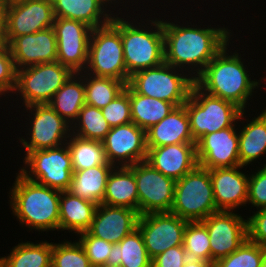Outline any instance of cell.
<instances>
[{
	"mask_svg": "<svg viewBox=\"0 0 266 267\" xmlns=\"http://www.w3.org/2000/svg\"><path fill=\"white\" fill-rule=\"evenodd\" d=\"M8 48L17 70L57 61V40L53 28L16 37Z\"/></svg>",
	"mask_w": 266,
	"mask_h": 267,
	"instance_id": "obj_19",
	"label": "cell"
},
{
	"mask_svg": "<svg viewBox=\"0 0 266 267\" xmlns=\"http://www.w3.org/2000/svg\"><path fill=\"white\" fill-rule=\"evenodd\" d=\"M103 116L111 127L132 122L129 85L102 109Z\"/></svg>",
	"mask_w": 266,
	"mask_h": 267,
	"instance_id": "obj_39",
	"label": "cell"
},
{
	"mask_svg": "<svg viewBox=\"0 0 266 267\" xmlns=\"http://www.w3.org/2000/svg\"><path fill=\"white\" fill-rule=\"evenodd\" d=\"M246 123L238 132L239 161L244 167L266 154V109Z\"/></svg>",
	"mask_w": 266,
	"mask_h": 267,
	"instance_id": "obj_30",
	"label": "cell"
},
{
	"mask_svg": "<svg viewBox=\"0 0 266 267\" xmlns=\"http://www.w3.org/2000/svg\"><path fill=\"white\" fill-rule=\"evenodd\" d=\"M126 85L121 80L84 72L85 104L102 109L122 93Z\"/></svg>",
	"mask_w": 266,
	"mask_h": 267,
	"instance_id": "obj_34",
	"label": "cell"
},
{
	"mask_svg": "<svg viewBox=\"0 0 266 267\" xmlns=\"http://www.w3.org/2000/svg\"><path fill=\"white\" fill-rule=\"evenodd\" d=\"M111 126L103 116L102 110L85 104L78 115V118L71 126V134L86 140L102 141Z\"/></svg>",
	"mask_w": 266,
	"mask_h": 267,
	"instance_id": "obj_35",
	"label": "cell"
},
{
	"mask_svg": "<svg viewBox=\"0 0 266 267\" xmlns=\"http://www.w3.org/2000/svg\"><path fill=\"white\" fill-rule=\"evenodd\" d=\"M134 170L138 192V213L170 212L176 180L165 176L146 161L130 166Z\"/></svg>",
	"mask_w": 266,
	"mask_h": 267,
	"instance_id": "obj_12",
	"label": "cell"
},
{
	"mask_svg": "<svg viewBox=\"0 0 266 267\" xmlns=\"http://www.w3.org/2000/svg\"><path fill=\"white\" fill-rule=\"evenodd\" d=\"M17 69L9 48L0 54V96L13 93L16 86Z\"/></svg>",
	"mask_w": 266,
	"mask_h": 267,
	"instance_id": "obj_42",
	"label": "cell"
},
{
	"mask_svg": "<svg viewBox=\"0 0 266 267\" xmlns=\"http://www.w3.org/2000/svg\"><path fill=\"white\" fill-rule=\"evenodd\" d=\"M266 247L248 239L233 253L214 263V267H261Z\"/></svg>",
	"mask_w": 266,
	"mask_h": 267,
	"instance_id": "obj_38",
	"label": "cell"
},
{
	"mask_svg": "<svg viewBox=\"0 0 266 267\" xmlns=\"http://www.w3.org/2000/svg\"><path fill=\"white\" fill-rule=\"evenodd\" d=\"M187 259L183 245L175 246L154 257L152 267H183Z\"/></svg>",
	"mask_w": 266,
	"mask_h": 267,
	"instance_id": "obj_44",
	"label": "cell"
},
{
	"mask_svg": "<svg viewBox=\"0 0 266 267\" xmlns=\"http://www.w3.org/2000/svg\"><path fill=\"white\" fill-rule=\"evenodd\" d=\"M10 189V208L20 224L41 233L59 231L61 191L31 181L20 172Z\"/></svg>",
	"mask_w": 266,
	"mask_h": 267,
	"instance_id": "obj_3",
	"label": "cell"
},
{
	"mask_svg": "<svg viewBox=\"0 0 266 267\" xmlns=\"http://www.w3.org/2000/svg\"><path fill=\"white\" fill-rule=\"evenodd\" d=\"M174 20L175 23L162 19L165 63L184 69L195 80L230 42L231 30L225 26L213 28L211 25L210 28H199L188 21L184 26Z\"/></svg>",
	"mask_w": 266,
	"mask_h": 267,
	"instance_id": "obj_1",
	"label": "cell"
},
{
	"mask_svg": "<svg viewBox=\"0 0 266 267\" xmlns=\"http://www.w3.org/2000/svg\"><path fill=\"white\" fill-rule=\"evenodd\" d=\"M208 230L211 263L236 251L247 239V219L233 211H217L201 221Z\"/></svg>",
	"mask_w": 266,
	"mask_h": 267,
	"instance_id": "obj_16",
	"label": "cell"
},
{
	"mask_svg": "<svg viewBox=\"0 0 266 267\" xmlns=\"http://www.w3.org/2000/svg\"><path fill=\"white\" fill-rule=\"evenodd\" d=\"M54 13L51 0H24L7 3L4 35L9 45L16 37L52 28Z\"/></svg>",
	"mask_w": 266,
	"mask_h": 267,
	"instance_id": "obj_13",
	"label": "cell"
},
{
	"mask_svg": "<svg viewBox=\"0 0 266 267\" xmlns=\"http://www.w3.org/2000/svg\"><path fill=\"white\" fill-rule=\"evenodd\" d=\"M51 1L55 18L79 20L93 29L109 24L114 16L111 13L114 11L108 10L110 7H107L106 0Z\"/></svg>",
	"mask_w": 266,
	"mask_h": 267,
	"instance_id": "obj_24",
	"label": "cell"
},
{
	"mask_svg": "<svg viewBox=\"0 0 266 267\" xmlns=\"http://www.w3.org/2000/svg\"><path fill=\"white\" fill-rule=\"evenodd\" d=\"M66 143L71 156L73 172L104 165L108 162L102 141L86 140L71 134Z\"/></svg>",
	"mask_w": 266,
	"mask_h": 267,
	"instance_id": "obj_33",
	"label": "cell"
},
{
	"mask_svg": "<svg viewBox=\"0 0 266 267\" xmlns=\"http://www.w3.org/2000/svg\"><path fill=\"white\" fill-rule=\"evenodd\" d=\"M132 122L143 130L164 119L175 106L167 101L136 93L129 86Z\"/></svg>",
	"mask_w": 266,
	"mask_h": 267,
	"instance_id": "obj_31",
	"label": "cell"
},
{
	"mask_svg": "<svg viewBox=\"0 0 266 267\" xmlns=\"http://www.w3.org/2000/svg\"><path fill=\"white\" fill-rule=\"evenodd\" d=\"M47 104L72 126L85 105L84 71L74 72Z\"/></svg>",
	"mask_w": 266,
	"mask_h": 267,
	"instance_id": "obj_27",
	"label": "cell"
},
{
	"mask_svg": "<svg viewBox=\"0 0 266 267\" xmlns=\"http://www.w3.org/2000/svg\"><path fill=\"white\" fill-rule=\"evenodd\" d=\"M77 239L85 250L92 267H104L113 243L92 236L88 231L78 234Z\"/></svg>",
	"mask_w": 266,
	"mask_h": 267,
	"instance_id": "obj_40",
	"label": "cell"
},
{
	"mask_svg": "<svg viewBox=\"0 0 266 267\" xmlns=\"http://www.w3.org/2000/svg\"><path fill=\"white\" fill-rule=\"evenodd\" d=\"M183 247L188 259L211 263L208 230L201 221L188 222L184 232Z\"/></svg>",
	"mask_w": 266,
	"mask_h": 267,
	"instance_id": "obj_36",
	"label": "cell"
},
{
	"mask_svg": "<svg viewBox=\"0 0 266 267\" xmlns=\"http://www.w3.org/2000/svg\"><path fill=\"white\" fill-rule=\"evenodd\" d=\"M187 223L170 212L141 215L137 228L143 236L149 257L153 259L171 247L182 246Z\"/></svg>",
	"mask_w": 266,
	"mask_h": 267,
	"instance_id": "obj_15",
	"label": "cell"
},
{
	"mask_svg": "<svg viewBox=\"0 0 266 267\" xmlns=\"http://www.w3.org/2000/svg\"><path fill=\"white\" fill-rule=\"evenodd\" d=\"M217 212L209 169L199 165L176 180L170 213L188 222L203 221Z\"/></svg>",
	"mask_w": 266,
	"mask_h": 267,
	"instance_id": "obj_8",
	"label": "cell"
},
{
	"mask_svg": "<svg viewBox=\"0 0 266 267\" xmlns=\"http://www.w3.org/2000/svg\"><path fill=\"white\" fill-rule=\"evenodd\" d=\"M52 28L57 40V61L73 72L84 71L93 28L79 20L67 18H55Z\"/></svg>",
	"mask_w": 266,
	"mask_h": 267,
	"instance_id": "obj_14",
	"label": "cell"
},
{
	"mask_svg": "<svg viewBox=\"0 0 266 267\" xmlns=\"http://www.w3.org/2000/svg\"><path fill=\"white\" fill-rule=\"evenodd\" d=\"M8 48L6 37L4 33H0V54Z\"/></svg>",
	"mask_w": 266,
	"mask_h": 267,
	"instance_id": "obj_47",
	"label": "cell"
},
{
	"mask_svg": "<svg viewBox=\"0 0 266 267\" xmlns=\"http://www.w3.org/2000/svg\"><path fill=\"white\" fill-rule=\"evenodd\" d=\"M23 163L25 167L19 172L29 180L61 192L69 189L73 167L67 143L28 152Z\"/></svg>",
	"mask_w": 266,
	"mask_h": 267,
	"instance_id": "obj_10",
	"label": "cell"
},
{
	"mask_svg": "<svg viewBox=\"0 0 266 267\" xmlns=\"http://www.w3.org/2000/svg\"><path fill=\"white\" fill-rule=\"evenodd\" d=\"M0 4H7V0H0Z\"/></svg>",
	"mask_w": 266,
	"mask_h": 267,
	"instance_id": "obj_52",
	"label": "cell"
},
{
	"mask_svg": "<svg viewBox=\"0 0 266 267\" xmlns=\"http://www.w3.org/2000/svg\"><path fill=\"white\" fill-rule=\"evenodd\" d=\"M73 73L69 67L58 61L18 69L13 94L21 96L24 107L46 104Z\"/></svg>",
	"mask_w": 266,
	"mask_h": 267,
	"instance_id": "obj_9",
	"label": "cell"
},
{
	"mask_svg": "<svg viewBox=\"0 0 266 267\" xmlns=\"http://www.w3.org/2000/svg\"><path fill=\"white\" fill-rule=\"evenodd\" d=\"M147 149L146 162L174 180L181 179L199 165L196 143H180Z\"/></svg>",
	"mask_w": 266,
	"mask_h": 267,
	"instance_id": "obj_22",
	"label": "cell"
},
{
	"mask_svg": "<svg viewBox=\"0 0 266 267\" xmlns=\"http://www.w3.org/2000/svg\"><path fill=\"white\" fill-rule=\"evenodd\" d=\"M247 203L257 210L266 208V164L249 176Z\"/></svg>",
	"mask_w": 266,
	"mask_h": 267,
	"instance_id": "obj_41",
	"label": "cell"
},
{
	"mask_svg": "<svg viewBox=\"0 0 266 267\" xmlns=\"http://www.w3.org/2000/svg\"><path fill=\"white\" fill-rule=\"evenodd\" d=\"M183 267H214V264L203 260L187 259Z\"/></svg>",
	"mask_w": 266,
	"mask_h": 267,
	"instance_id": "obj_45",
	"label": "cell"
},
{
	"mask_svg": "<svg viewBox=\"0 0 266 267\" xmlns=\"http://www.w3.org/2000/svg\"><path fill=\"white\" fill-rule=\"evenodd\" d=\"M183 105L195 141L203 135L232 127L239 120H243L242 125L245 123L244 115L247 111H242L229 101L205 93L196 84L193 85L190 96Z\"/></svg>",
	"mask_w": 266,
	"mask_h": 267,
	"instance_id": "obj_6",
	"label": "cell"
},
{
	"mask_svg": "<svg viewBox=\"0 0 266 267\" xmlns=\"http://www.w3.org/2000/svg\"><path fill=\"white\" fill-rule=\"evenodd\" d=\"M180 143H196L184 105L175 107L164 119L146 130L147 148Z\"/></svg>",
	"mask_w": 266,
	"mask_h": 267,
	"instance_id": "obj_23",
	"label": "cell"
},
{
	"mask_svg": "<svg viewBox=\"0 0 266 267\" xmlns=\"http://www.w3.org/2000/svg\"><path fill=\"white\" fill-rule=\"evenodd\" d=\"M104 267H152V259L138 228L113 244Z\"/></svg>",
	"mask_w": 266,
	"mask_h": 267,
	"instance_id": "obj_29",
	"label": "cell"
},
{
	"mask_svg": "<svg viewBox=\"0 0 266 267\" xmlns=\"http://www.w3.org/2000/svg\"><path fill=\"white\" fill-rule=\"evenodd\" d=\"M105 156L114 167H130L146 161V131L135 123L111 127L102 140Z\"/></svg>",
	"mask_w": 266,
	"mask_h": 267,
	"instance_id": "obj_17",
	"label": "cell"
},
{
	"mask_svg": "<svg viewBox=\"0 0 266 267\" xmlns=\"http://www.w3.org/2000/svg\"><path fill=\"white\" fill-rule=\"evenodd\" d=\"M114 168L110 163L74 171L67 191L82 199L101 204L105 194L107 179Z\"/></svg>",
	"mask_w": 266,
	"mask_h": 267,
	"instance_id": "obj_28",
	"label": "cell"
},
{
	"mask_svg": "<svg viewBox=\"0 0 266 267\" xmlns=\"http://www.w3.org/2000/svg\"><path fill=\"white\" fill-rule=\"evenodd\" d=\"M240 168L244 166L209 169L217 211H233L246 206L249 175Z\"/></svg>",
	"mask_w": 266,
	"mask_h": 267,
	"instance_id": "obj_21",
	"label": "cell"
},
{
	"mask_svg": "<svg viewBox=\"0 0 266 267\" xmlns=\"http://www.w3.org/2000/svg\"><path fill=\"white\" fill-rule=\"evenodd\" d=\"M128 17L131 18L130 15L127 19L120 16V34L126 70L132 76L135 72L157 67L165 62L164 34L160 18L148 19L150 24H146L150 26H147L138 22L136 17L132 21Z\"/></svg>",
	"mask_w": 266,
	"mask_h": 267,
	"instance_id": "obj_4",
	"label": "cell"
},
{
	"mask_svg": "<svg viewBox=\"0 0 266 267\" xmlns=\"http://www.w3.org/2000/svg\"><path fill=\"white\" fill-rule=\"evenodd\" d=\"M228 45L209 62L195 79V84L205 93L229 101L245 111L246 105L249 107L248 100L262 81L251 80L241 54L235 50L229 55Z\"/></svg>",
	"mask_w": 266,
	"mask_h": 267,
	"instance_id": "obj_2",
	"label": "cell"
},
{
	"mask_svg": "<svg viewBox=\"0 0 266 267\" xmlns=\"http://www.w3.org/2000/svg\"><path fill=\"white\" fill-rule=\"evenodd\" d=\"M261 267H266V250H265V254L261 263Z\"/></svg>",
	"mask_w": 266,
	"mask_h": 267,
	"instance_id": "obj_49",
	"label": "cell"
},
{
	"mask_svg": "<svg viewBox=\"0 0 266 267\" xmlns=\"http://www.w3.org/2000/svg\"><path fill=\"white\" fill-rule=\"evenodd\" d=\"M138 211L118 206L99 204L88 232L97 238L119 243L125 236L137 229Z\"/></svg>",
	"mask_w": 266,
	"mask_h": 267,
	"instance_id": "obj_20",
	"label": "cell"
},
{
	"mask_svg": "<svg viewBox=\"0 0 266 267\" xmlns=\"http://www.w3.org/2000/svg\"><path fill=\"white\" fill-rule=\"evenodd\" d=\"M53 242L51 267H92L79 241Z\"/></svg>",
	"mask_w": 266,
	"mask_h": 267,
	"instance_id": "obj_37",
	"label": "cell"
},
{
	"mask_svg": "<svg viewBox=\"0 0 266 267\" xmlns=\"http://www.w3.org/2000/svg\"><path fill=\"white\" fill-rule=\"evenodd\" d=\"M120 11L109 24L92 29L85 73L121 80L128 84L123 44L120 34Z\"/></svg>",
	"mask_w": 266,
	"mask_h": 267,
	"instance_id": "obj_5",
	"label": "cell"
},
{
	"mask_svg": "<svg viewBox=\"0 0 266 267\" xmlns=\"http://www.w3.org/2000/svg\"><path fill=\"white\" fill-rule=\"evenodd\" d=\"M102 204L138 211L137 183L131 167L112 169L107 179Z\"/></svg>",
	"mask_w": 266,
	"mask_h": 267,
	"instance_id": "obj_26",
	"label": "cell"
},
{
	"mask_svg": "<svg viewBox=\"0 0 266 267\" xmlns=\"http://www.w3.org/2000/svg\"><path fill=\"white\" fill-rule=\"evenodd\" d=\"M119 1V2H118ZM121 1H123V0H121ZM120 0H106V3H107V6L109 5L112 9H114L115 10V8H116V4L118 3V4H122V3H124V2H121ZM129 1V0H128ZM112 4H114L113 6H112Z\"/></svg>",
	"mask_w": 266,
	"mask_h": 267,
	"instance_id": "obj_48",
	"label": "cell"
},
{
	"mask_svg": "<svg viewBox=\"0 0 266 267\" xmlns=\"http://www.w3.org/2000/svg\"><path fill=\"white\" fill-rule=\"evenodd\" d=\"M53 242L38 243L26 241L10 249V255L4 256L6 267H51Z\"/></svg>",
	"mask_w": 266,
	"mask_h": 267,
	"instance_id": "obj_32",
	"label": "cell"
},
{
	"mask_svg": "<svg viewBox=\"0 0 266 267\" xmlns=\"http://www.w3.org/2000/svg\"><path fill=\"white\" fill-rule=\"evenodd\" d=\"M253 213L247 217L248 240L266 247V208Z\"/></svg>",
	"mask_w": 266,
	"mask_h": 267,
	"instance_id": "obj_43",
	"label": "cell"
},
{
	"mask_svg": "<svg viewBox=\"0 0 266 267\" xmlns=\"http://www.w3.org/2000/svg\"><path fill=\"white\" fill-rule=\"evenodd\" d=\"M5 7L6 4H0V33H4Z\"/></svg>",
	"mask_w": 266,
	"mask_h": 267,
	"instance_id": "obj_46",
	"label": "cell"
},
{
	"mask_svg": "<svg viewBox=\"0 0 266 267\" xmlns=\"http://www.w3.org/2000/svg\"><path fill=\"white\" fill-rule=\"evenodd\" d=\"M98 204L62 191L59 204V230L80 234L91 226Z\"/></svg>",
	"mask_w": 266,
	"mask_h": 267,
	"instance_id": "obj_25",
	"label": "cell"
},
{
	"mask_svg": "<svg viewBox=\"0 0 266 267\" xmlns=\"http://www.w3.org/2000/svg\"><path fill=\"white\" fill-rule=\"evenodd\" d=\"M25 109L31 113L29 116L31 120L28 123L31 126L27 129L28 134H25L30 137L19 138L25 149V155L35 150L58 147L67 142L71 135V125L47 103L29 105Z\"/></svg>",
	"mask_w": 266,
	"mask_h": 267,
	"instance_id": "obj_11",
	"label": "cell"
},
{
	"mask_svg": "<svg viewBox=\"0 0 266 267\" xmlns=\"http://www.w3.org/2000/svg\"><path fill=\"white\" fill-rule=\"evenodd\" d=\"M232 127L203 135L196 141L197 160L205 169L240 166L239 128Z\"/></svg>",
	"mask_w": 266,
	"mask_h": 267,
	"instance_id": "obj_18",
	"label": "cell"
},
{
	"mask_svg": "<svg viewBox=\"0 0 266 267\" xmlns=\"http://www.w3.org/2000/svg\"><path fill=\"white\" fill-rule=\"evenodd\" d=\"M183 71L164 62L157 67L135 72L130 76L128 85L138 94L179 107L188 100L195 84V80Z\"/></svg>",
	"mask_w": 266,
	"mask_h": 267,
	"instance_id": "obj_7",
	"label": "cell"
},
{
	"mask_svg": "<svg viewBox=\"0 0 266 267\" xmlns=\"http://www.w3.org/2000/svg\"><path fill=\"white\" fill-rule=\"evenodd\" d=\"M19 1H24V0H7V3L19 2Z\"/></svg>",
	"mask_w": 266,
	"mask_h": 267,
	"instance_id": "obj_51",
	"label": "cell"
},
{
	"mask_svg": "<svg viewBox=\"0 0 266 267\" xmlns=\"http://www.w3.org/2000/svg\"><path fill=\"white\" fill-rule=\"evenodd\" d=\"M0 267H6L3 258L0 256Z\"/></svg>",
	"mask_w": 266,
	"mask_h": 267,
	"instance_id": "obj_50",
	"label": "cell"
}]
</instances>
